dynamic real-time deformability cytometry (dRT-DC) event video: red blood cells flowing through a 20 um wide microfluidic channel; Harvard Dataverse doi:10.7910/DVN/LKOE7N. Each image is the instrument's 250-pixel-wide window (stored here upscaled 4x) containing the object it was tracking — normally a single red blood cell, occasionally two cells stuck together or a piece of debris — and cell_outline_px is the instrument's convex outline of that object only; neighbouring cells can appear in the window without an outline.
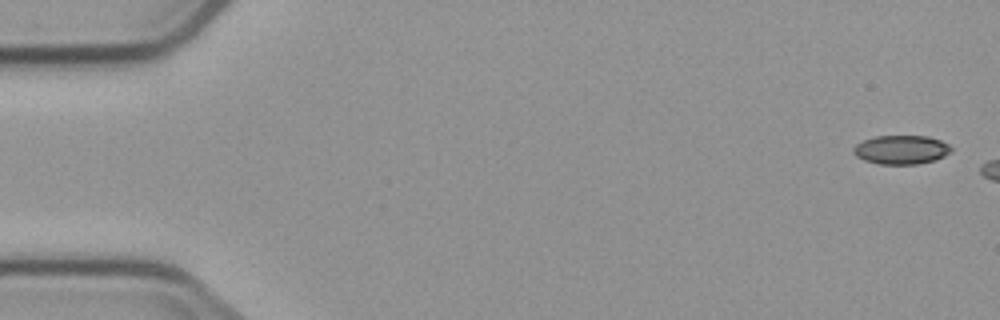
{"species": "common noctule bat (a hibernating species)", "species_latin": "Nyctalus noctula", "temperature_condition": "cold", "stored_images_in_passage": 3, "camera_frame_rate_fps": 3000, "um_per_image_px": 0.085, "animal": {"sex": "male", "body_mass_g": 23.1, "forearm_length_mm": 52.7}, "frame": {"image": 1, "passage_image": 1, "time_ms": 0.0, "image_size_px": [1000, 320], "cell_outline_px": [[952, 152], [944, 156], [932, 160], [916, 164], [880, 164], [864, 160], [856, 156], [852, 152], [852, 148], [856, 144], [864, 140], [876, 136], [928, 136], [940, 140], [948, 144], [952, 148]], "centroid_in_image_um": [76.59, 12.72], "position_along_channel_um": 8.4, "area_um2": 16.42}}